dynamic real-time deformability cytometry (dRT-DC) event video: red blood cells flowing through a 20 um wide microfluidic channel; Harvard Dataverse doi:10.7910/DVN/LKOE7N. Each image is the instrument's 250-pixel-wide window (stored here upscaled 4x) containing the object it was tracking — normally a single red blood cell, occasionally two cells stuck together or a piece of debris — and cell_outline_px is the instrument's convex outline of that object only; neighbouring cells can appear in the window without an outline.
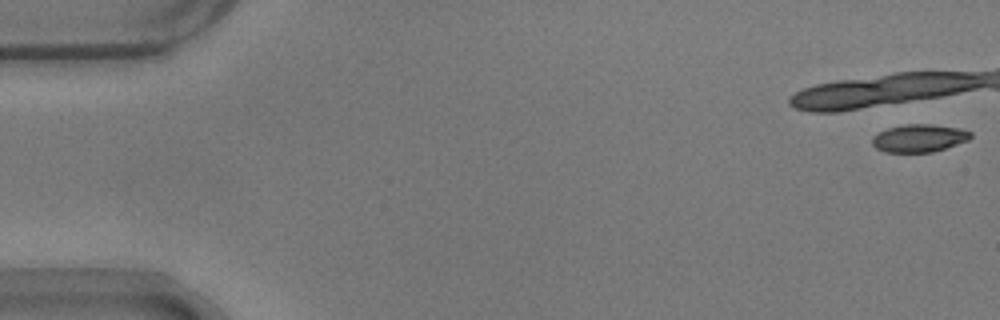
{"species": "common noctule bat (a hibernating species)", "species_latin": "Nyctalus noctula", "temperature_condition": "warm", "stored_images_in_passage": 4, "camera_frame_rate_fps": 3000, "um_per_image_px": 0.085, "animal": {"sex": "male", "body_mass_g": 17.9}, "frame": {"image": 1, "passage_image": 1, "time_ms": 0.0, "image_size_px": [1000, 320], "cell_outline_px": [[972, 136], [968, 140], [932, 152], [884, 152], [876, 148], [872, 144], [872, 136], [888, 128], [908, 124], [928, 124], [960, 128], [972, 132]], "centroid_in_image_um": [78.12, 11.74], "position_along_channel_um": 6.9, "area_um2": 15.78}}